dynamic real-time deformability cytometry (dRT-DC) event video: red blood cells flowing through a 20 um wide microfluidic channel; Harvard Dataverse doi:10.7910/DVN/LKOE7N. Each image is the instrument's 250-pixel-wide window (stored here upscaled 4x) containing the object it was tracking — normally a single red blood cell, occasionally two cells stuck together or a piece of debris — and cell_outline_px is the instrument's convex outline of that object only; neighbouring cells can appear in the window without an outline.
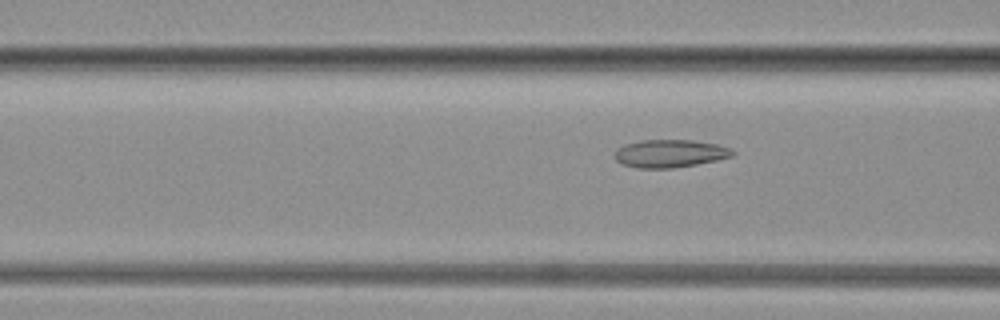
{"species": "common noctule bat (a hibernating species)", "species_latin": "Nyctalus noctula", "temperature_condition": "warm", "stored_images_in_passage": 84, "camera_frame_rate_fps": 3000, "um_per_image_px": 0.085, "animal": {"sex": "female", "body_mass_g": 19.3, "forearm_length_mm": 54.1}, "frame": {"image": 1, "passage_image": 33, "time_ms": 10.667, "image_size_px": [1000, 320], "cell_outline_px": [[736, 152], [732, 156], [716, 160], [696, 164], [672, 168], [636, 168], [624, 164], [616, 160], [616, 148], [624, 144], [640, 140], [692, 140], [716, 144], [732, 148]], "centroid_in_image_um": [56.95, 13.04], "position_along_channel_um": 109.6, "area_um2": 19.07}}
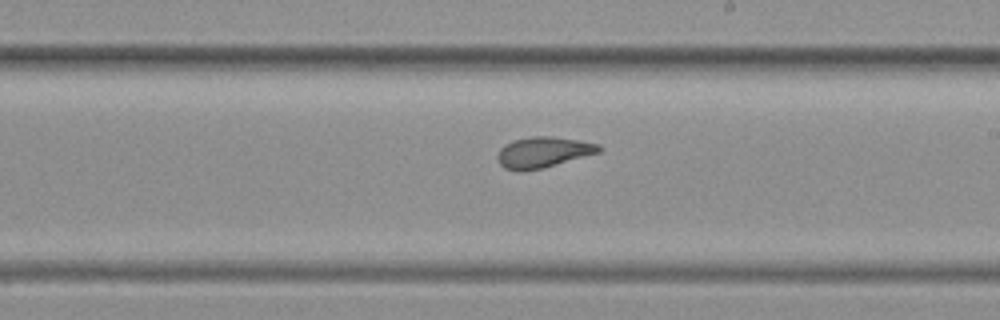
{"frame": {"image": 2, "passage_image": 49, "time_ms": 16.0, "image_size_px": [1000, 320], "cell_outline_px": [[604, 148], [600, 152], [544, 168], [524, 172], [520, 172], [504, 168], [500, 164], [496, 156], [500, 148], [512, 140], [532, 136], [552, 136], [600, 144]], "centroid_in_image_um": [46.16, 12.95], "position_along_channel_um": 242.8, "area_um2": 18.44}}
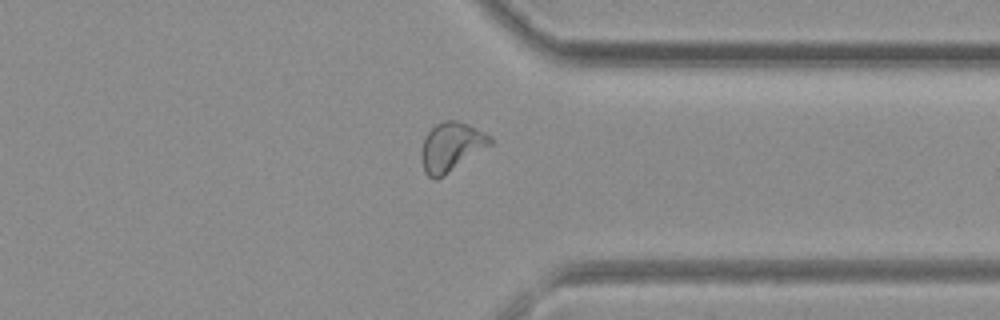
{"frame": {"image": 3, "passage_image": 65, "time_ms": 21.333, "image_size_px": [1000, 320], "cell_outline_px": [[492, 144], [444, 176], [436, 180], [432, 180], [424, 172], [420, 156], [420, 152], [424, 136], [436, 124], [444, 120], [456, 120], [468, 124], [492, 136]], "centroid_in_image_um": [38.33, 12.5], "position_along_channel_um": 373.1, "area_um2": 19.88}}